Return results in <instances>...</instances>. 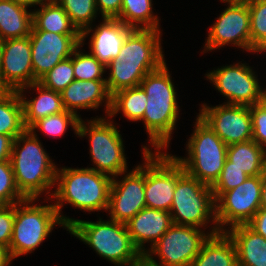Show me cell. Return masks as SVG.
Here are the masks:
<instances>
[{
  "mask_svg": "<svg viewBox=\"0 0 266 266\" xmlns=\"http://www.w3.org/2000/svg\"><path fill=\"white\" fill-rule=\"evenodd\" d=\"M112 178L94 169L87 168H57L55 185L52 191L54 207L58 216L68 229L75 219L63 216V203L81 209L84 212H94L108 208L109 192Z\"/></svg>",
  "mask_w": 266,
  "mask_h": 266,
  "instance_id": "obj_1",
  "label": "cell"
},
{
  "mask_svg": "<svg viewBox=\"0 0 266 266\" xmlns=\"http://www.w3.org/2000/svg\"><path fill=\"white\" fill-rule=\"evenodd\" d=\"M140 86L148 97L141 121L149 135L150 144L155 148L154 151H163L162 149L169 147L171 134L176 128L179 116L176 89L166 62L149 72Z\"/></svg>",
  "mask_w": 266,
  "mask_h": 266,
  "instance_id": "obj_2",
  "label": "cell"
},
{
  "mask_svg": "<svg viewBox=\"0 0 266 266\" xmlns=\"http://www.w3.org/2000/svg\"><path fill=\"white\" fill-rule=\"evenodd\" d=\"M37 136L25 130L13 140L10 162L15 183L26 199H38L44 191L47 199H53L50 188L56 187L57 167Z\"/></svg>",
  "mask_w": 266,
  "mask_h": 266,
  "instance_id": "obj_3",
  "label": "cell"
},
{
  "mask_svg": "<svg viewBox=\"0 0 266 266\" xmlns=\"http://www.w3.org/2000/svg\"><path fill=\"white\" fill-rule=\"evenodd\" d=\"M67 231L116 266H129L141 254L131 240L126 223L101 218L96 222L75 219Z\"/></svg>",
  "mask_w": 266,
  "mask_h": 266,
  "instance_id": "obj_4",
  "label": "cell"
},
{
  "mask_svg": "<svg viewBox=\"0 0 266 266\" xmlns=\"http://www.w3.org/2000/svg\"><path fill=\"white\" fill-rule=\"evenodd\" d=\"M194 131L188 140V157H175L185 172L212 187L219 179L227 159V145L197 115Z\"/></svg>",
  "mask_w": 266,
  "mask_h": 266,
  "instance_id": "obj_5",
  "label": "cell"
},
{
  "mask_svg": "<svg viewBox=\"0 0 266 266\" xmlns=\"http://www.w3.org/2000/svg\"><path fill=\"white\" fill-rule=\"evenodd\" d=\"M37 199L15 204V218L9 252L12 259L32 253L61 222L54 204L35 205Z\"/></svg>",
  "mask_w": 266,
  "mask_h": 266,
  "instance_id": "obj_6",
  "label": "cell"
},
{
  "mask_svg": "<svg viewBox=\"0 0 266 266\" xmlns=\"http://www.w3.org/2000/svg\"><path fill=\"white\" fill-rule=\"evenodd\" d=\"M170 214L173 224L197 228L207 226L212 219L210 235L220 232L212 188L186 172L177 180Z\"/></svg>",
  "mask_w": 266,
  "mask_h": 266,
  "instance_id": "obj_7",
  "label": "cell"
},
{
  "mask_svg": "<svg viewBox=\"0 0 266 266\" xmlns=\"http://www.w3.org/2000/svg\"><path fill=\"white\" fill-rule=\"evenodd\" d=\"M108 116L93 118L87 124L81 118L78 126V137L89 135L91 161L90 167L99 173L118 178L127 171V160L124 153L122 135Z\"/></svg>",
  "mask_w": 266,
  "mask_h": 266,
  "instance_id": "obj_8",
  "label": "cell"
},
{
  "mask_svg": "<svg viewBox=\"0 0 266 266\" xmlns=\"http://www.w3.org/2000/svg\"><path fill=\"white\" fill-rule=\"evenodd\" d=\"M143 146L145 161L146 207L170 212L177 180L185 173L183 166L171 154L152 152Z\"/></svg>",
  "mask_w": 266,
  "mask_h": 266,
  "instance_id": "obj_9",
  "label": "cell"
},
{
  "mask_svg": "<svg viewBox=\"0 0 266 266\" xmlns=\"http://www.w3.org/2000/svg\"><path fill=\"white\" fill-rule=\"evenodd\" d=\"M206 233L194 226L173 224L145 254L158 255L163 266H190L210 235Z\"/></svg>",
  "mask_w": 266,
  "mask_h": 266,
  "instance_id": "obj_10",
  "label": "cell"
},
{
  "mask_svg": "<svg viewBox=\"0 0 266 266\" xmlns=\"http://www.w3.org/2000/svg\"><path fill=\"white\" fill-rule=\"evenodd\" d=\"M261 176H249L245 182L225 191L216 201V221L219 231L225 226L247 224L260 207Z\"/></svg>",
  "mask_w": 266,
  "mask_h": 266,
  "instance_id": "obj_11",
  "label": "cell"
},
{
  "mask_svg": "<svg viewBox=\"0 0 266 266\" xmlns=\"http://www.w3.org/2000/svg\"><path fill=\"white\" fill-rule=\"evenodd\" d=\"M205 76L226 97L225 104L253 106L261 103L264 90L247 63L222 66Z\"/></svg>",
  "mask_w": 266,
  "mask_h": 266,
  "instance_id": "obj_12",
  "label": "cell"
},
{
  "mask_svg": "<svg viewBox=\"0 0 266 266\" xmlns=\"http://www.w3.org/2000/svg\"><path fill=\"white\" fill-rule=\"evenodd\" d=\"M198 116L227 145L252 140V119L250 106L220 104L208 106L202 104Z\"/></svg>",
  "mask_w": 266,
  "mask_h": 266,
  "instance_id": "obj_13",
  "label": "cell"
},
{
  "mask_svg": "<svg viewBox=\"0 0 266 266\" xmlns=\"http://www.w3.org/2000/svg\"><path fill=\"white\" fill-rule=\"evenodd\" d=\"M203 52L227 45L251 52L250 10L248 4L228 3L210 27Z\"/></svg>",
  "mask_w": 266,
  "mask_h": 266,
  "instance_id": "obj_14",
  "label": "cell"
},
{
  "mask_svg": "<svg viewBox=\"0 0 266 266\" xmlns=\"http://www.w3.org/2000/svg\"><path fill=\"white\" fill-rule=\"evenodd\" d=\"M126 173L121 174V177L124 175L121 181L112 178L107 208L110 219L122 223L128 222L146 208L145 162Z\"/></svg>",
  "mask_w": 266,
  "mask_h": 266,
  "instance_id": "obj_15",
  "label": "cell"
},
{
  "mask_svg": "<svg viewBox=\"0 0 266 266\" xmlns=\"http://www.w3.org/2000/svg\"><path fill=\"white\" fill-rule=\"evenodd\" d=\"M29 38L33 83L38 82L57 63L71 57L81 44V35H65L41 30H31Z\"/></svg>",
  "mask_w": 266,
  "mask_h": 266,
  "instance_id": "obj_16",
  "label": "cell"
},
{
  "mask_svg": "<svg viewBox=\"0 0 266 266\" xmlns=\"http://www.w3.org/2000/svg\"><path fill=\"white\" fill-rule=\"evenodd\" d=\"M33 83L29 36L2 41L0 89L18 91Z\"/></svg>",
  "mask_w": 266,
  "mask_h": 266,
  "instance_id": "obj_17",
  "label": "cell"
},
{
  "mask_svg": "<svg viewBox=\"0 0 266 266\" xmlns=\"http://www.w3.org/2000/svg\"><path fill=\"white\" fill-rule=\"evenodd\" d=\"M160 30L133 29L117 58L107 65L128 67H160L164 62Z\"/></svg>",
  "mask_w": 266,
  "mask_h": 266,
  "instance_id": "obj_18",
  "label": "cell"
},
{
  "mask_svg": "<svg viewBox=\"0 0 266 266\" xmlns=\"http://www.w3.org/2000/svg\"><path fill=\"white\" fill-rule=\"evenodd\" d=\"M97 27V28H96ZM94 29L92 26L81 33V44L90 35L89 49L105 66L117 58L126 36L133 30L116 18H102V22Z\"/></svg>",
  "mask_w": 266,
  "mask_h": 266,
  "instance_id": "obj_19",
  "label": "cell"
},
{
  "mask_svg": "<svg viewBox=\"0 0 266 266\" xmlns=\"http://www.w3.org/2000/svg\"><path fill=\"white\" fill-rule=\"evenodd\" d=\"M60 94L64 109L79 117L78 109H98L104 102L105 113L109 116L112 96L106 80H74Z\"/></svg>",
  "mask_w": 266,
  "mask_h": 266,
  "instance_id": "obj_20",
  "label": "cell"
},
{
  "mask_svg": "<svg viewBox=\"0 0 266 266\" xmlns=\"http://www.w3.org/2000/svg\"><path fill=\"white\" fill-rule=\"evenodd\" d=\"M172 225L170 212L147 207L126 222L131 240L141 254L146 252L145 243L153 246Z\"/></svg>",
  "mask_w": 266,
  "mask_h": 266,
  "instance_id": "obj_21",
  "label": "cell"
},
{
  "mask_svg": "<svg viewBox=\"0 0 266 266\" xmlns=\"http://www.w3.org/2000/svg\"><path fill=\"white\" fill-rule=\"evenodd\" d=\"M29 88L30 90L32 88L38 93V96L31 100H28L24 94V91ZM17 92L23 106V122L26 130L36 121L65 110L62 104L61 94L44 87L39 82H34L29 86L23 87Z\"/></svg>",
  "mask_w": 266,
  "mask_h": 266,
  "instance_id": "obj_22",
  "label": "cell"
},
{
  "mask_svg": "<svg viewBox=\"0 0 266 266\" xmlns=\"http://www.w3.org/2000/svg\"><path fill=\"white\" fill-rule=\"evenodd\" d=\"M226 232L235 243L238 266H266L265 237L256 233L247 224L228 227Z\"/></svg>",
  "mask_w": 266,
  "mask_h": 266,
  "instance_id": "obj_23",
  "label": "cell"
},
{
  "mask_svg": "<svg viewBox=\"0 0 266 266\" xmlns=\"http://www.w3.org/2000/svg\"><path fill=\"white\" fill-rule=\"evenodd\" d=\"M190 266H238L234 241L226 231L209 235Z\"/></svg>",
  "mask_w": 266,
  "mask_h": 266,
  "instance_id": "obj_24",
  "label": "cell"
},
{
  "mask_svg": "<svg viewBox=\"0 0 266 266\" xmlns=\"http://www.w3.org/2000/svg\"><path fill=\"white\" fill-rule=\"evenodd\" d=\"M224 167H237L247 176H262L266 170V150L254 140L231 144Z\"/></svg>",
  "mask_w": 266,
  "mask_h": 266,
  "instance_id": "obj_25",
  "label": "cell"
},
{
  "mask_svg": "<svg viewBox=\"0 0 266 266\" xmlns=\"http://www.w3.org/2000/svg\"><path fill=\"white\" fill-rule=\"evenodd\" d=\"M12 0H0V40L30 35L32 11Z\"/></svg>",
  "mask_w": 266,
  "mask_h": 266,
  "instance_id": "obj_26",
  "label": "cell"
},
{
  "mask_svg": "<svg viewBox=\"0 0 266 266\" xmlns=\"http://www.w3.org/2000/svg\"><path fill=\"white\" fill-rule=\"evenodd\" d=\"M32 11V29L65 35H81L56 0H46Z\"/></svg>",
  "mask_w": 266,
  "mask_h": 266,
  "instance_id": "obj_27",
  "label": "cell"
},
{
  "mask_svg": "<svg viewBox=\"0 0 266 266\" xmlns=\"http://www.w3.org/2000/svg\"><path fill=\"white\" fill-rule=\"evenodd\" d=\"M26 130L23 122V106L17 91H0V134L15 140Z\"/></svg>",
  "mask_w": 266,
  "mask_h": 266,
  "instance_id": "obj_28",
  "label": "cell"
},
{
  "mask_svg": "<svg viewBox=\"0 0 266 266\" xmlns=\"http://www.w3.org/2000/svg\"><path fill=\"white\" fill-rule=\"evenodd\" d=\"M152 0H122L117 20L132 29L160 30L159 17L153 14Z\"/></svg>",
  "mask_w": 266,
  "mask_h": 266,
  "instance_id": "obj_29",
  "label": "cell"
},
{
  "mask_svg": "<svg viewBox=\"0 0 266 266\" xmlns=\"http://www.w3.org/2000/svg\"><path fill=\"white\" fill-rule=\"evenodd\" d=\"M147 99L148 97L140 85L120 90L111 97V110L108 117L112 118L122 111L128 120L140 121L145 112Z\"/></svg>",
  "mask_w": 266,
  "mask_h": 266,
  "instance_id": "obj_30",
  "label": "cell"
},
{
  "mask_svg": "<svg viewBox=\"0 0 266 266\" xmlns=\"http://www.w3.org/2000/svg\"><path fill=\"white\" fill-rule=\"evenodd\" d=\"M110 69L109 77L106 78L108 92L112 96L116 92L139 86L144 77L159 67H128L117 65H106Z\"/></svg>",
  "mask_w": 266,
  "mask_h": 266,
  "instance_id": "obj_31",
  "label": "cell"
},
{
  "mask_svg": "<svg viewBox=\"0 0 266 266\" xmlns=\"http://www.w3.org/2000/svg\"><path fill=\"white\" fill-rule=\"evenodd\" d=\"M80 120L81 117L78 115L64 110L36 121L28 130L31 133H36V129H39L49 137H61L66 132L68 125H70L75 134L78 135Z\"/></svg>",
  "mask_w": 266,
  "mask_h": 266,
  "instance_id": "obj_32",
  "label": "cell"
},
{
  "mask_svg": "<svg viewBox=\"0 0 266 266\" xmlns=\"http://www.w3.org/2000/svg\"><path fill=\"white\" fill-rule=\"evenodd\" d=\"M69 16L72 24L82 33L92 26L96 19L97 7L95 0H56Z\"/></svg>",
  "mask_w": 266,
  "mask_h": 266,
  "instance_id": "obj_33",
  "label": "cell"
},
{
  "mask_svg": "<svg viewBox=\"0 0 266 266\" xmlns=\"http://www.w3.org/2000/svg\"><path fill=\"white\" fill-rule=\"evenodd\" d=\"M80 44L73 52V68L75 80H106L103 74L106 66L91 53L81 51Z\"/></svg>",
  "mask_w": 266,
  "mask_h": 266,
  "instance_id": "obj_34",
  "label": "cell"
},
{
  "mask_svg": "<svg viewBox=\"0 0 266 266\" xmlns=\"http://www.w3.org/2000/svg\"><path fill=\"white\" fill-rule=\"evenodd\" d=\"M73 68V54L57 63L38 82L44 87L56 92H62L70 83L75 80Z\"/></svg>",
  "mask_w": 266,
  "mask_h": 266,
  "instance_id": "obj_35",
  "label": "cell"
},
{
  "mask_svg": "<svg viewBox=\"0 0 266 266\" xmlns=\"http://www.w3.org/2000/svg\"><path fill=\"white\" fill-rule=\"evenodd\" d=\"M25 199L16 186L11 162H0V205L16 204Z\"/></svg>",
  "mask_w": 266,
  "mask_h": 266,
  "instance_id": "obj_36",
  "label": "cell"
},
{
  "mask_svg": "<svg viewBox=\"0 0 266 266\" xmlns=\"http://www.w3.org/2000/svg\"><path fill=\"white\" fill-rule=\"evenodd\" d=\"M250 10L251 52L253 46L266 33V0H253L248 3Z\"/></svg>",
  "mask_w": 266,
  "mask_h": 266,
  "instance_id": "obj_37",
  "label": "cell"
},
{
  "mask_svg": "<svg viewBox=\"0 0 266 266\" xmlns=\"http://www.w3.org/2000/svg\"><path fill=\"white\" fill-rule=\"evenodd\" d=\"M247 176L237 167H223L219 179L211 187L215 201L225 192L236 188L246 181Z\"/></svg>",
  "mask_w": 266,
  "mask_h": 266,
  "instance_id": "obj_38",
  "label": "cell"
},
{
  "mask_svg": "<svg viewBox=\"0 0 266 266\" xmlns=\"http://www.w3.org/2000/svg\"><path fill=\"white\" fill-rule=\"evenodd\" d=\"M252 140L266 150V107L262 104L250 106Z\"/></svg>",
  "mask_w": 266,
  "mask_h": 266,
  "instance_id": "obj_39",
  "label": "cell"
},
{
  "mask_svg": "<svg viewBox=\"0 0 266 266\" xmlns=\"http://www.w3.org/2000/svg\"><path fill=\"white\" fill-rule=\"evenodd\" d=\"M15 204L0 205V245L9 248L14 227Z\"/></svg>",
  "mask_w": 266,
  "mask_h": 266,
  "instance_id": "obj_40",
  "label": "cell"
},
{
  "mask_svg": "<svg viewBox=\"0 0 266 266\" xmlns=\"http://www.w3.org/2000/svg\"><path fill=\"white\" fill-rule=\"evenodd\" d=\"M102 18H117L121 12L122 0H95Z\"/></svg>",
  "mask_w": 266,
  "mask_h": 266,
  "instance_id": "obj_41",
  "label": "cell"
},
{
  "mask_svg": "<svg viewBox=\"0 0 266 266\" xmlns=\"http://www.w3.org/2000/svg\"><path fill=\"white\" fill-rule=\"evenodd\" d=\"M247 225L256 233L266 238V209L260 208Z\"/></svg>",
  "mask_w": 266,
  "mask_h": 266,
  "instance_id": "obj_42",
  "label": "cell"
},
{
  "mask_svg": "<svg viewBox=\"0 0 266 266\" xmlns=\"http://www.w3.org/2000/svg\"><path fill=\"white\" fill-rule=\"evenodd\" d=\"M13 139L8 135L0 134V162L10 161Z\"/></svg>",
  "mask_w": 266,
  "mask_h": 266,
  "instance_id": "obj_43",
  "label": "cell"
},
{
  "mask_svg": "<svg viewBox=\"0 0 266 266\" xmlns=\"http://www.w3.org/2000/svg\"><path fill=\"white\" fill-rule=\"evenodd\" d=\"M129 266H163L154 259L148 257L145 253L140 254Z\"/></svg>",
  "mask_w": 266,
  "mask_h": 266,
  "instance_id": "obj_44",
  "label": "cell"
},
{
  "mask_svg": "<svg viewBox=\"0 0 266 266\" xmlns=\"http://www.w3.org/2000/svg\"><path fill=\"white\" fill-rule=\"evenodd\" d=\"M12 260L9 249L0 245V266H10Z\"/></svg>",
  "mask_w": 266,
  "mask_h": 266,
  "instance_id": "obj_45",
  "label": "cell"
},
{
  "mask_svg": "<svg viewBox=\"0 0 266 266\" xmlns=\"http://www.w3.org/2000/svg\"><path fill=\"white\" fill-rule=\"evenodd\" d=\"M260 207L266 209V170L261 176V199Z\"/></svg>",
  "mask_w": 266,
  "mask_h": 266,
  "instance_id": "obj_46",
  "label": "cell"
},
{
  "mask_svg": "<svg viewBox=\"0 0 266 266\" xmlns=\"http://www.w3.org/2000/svg\"><path fill=\"white\" fill-rule=\"evenodd\" d=\"M266 52V33L264 36L253 46L252 53Z\"/></svg>",
  "mask_w": 266,
  "mask_h": 266,
  "instance_id": "obj_47",
  "label": "cell"
},
{
  "mask_svg": "<svg viewBox=\"0 0 266 266\" xmlns=\"http://www.w3.org/2000/svg\"><path fill=\"white\" fill-rule=\"evenodd\" d=\"M14 3L23 5L25 7H35V5H40L46 0H12Z\"/></svg>",
  "mask_w": 266,
  "mask_h": 266,
  "instance_id": "obj_48",
  "label": "cell"
},
{
  "mask_svg": "<svg viewBox=\"0 0 266 266\" xmlns=\"http://www.w3.org/2000/svg\"><path fill=\"white\" fill-rule=\"evenodd\" d=\"M224 3H239V4H248L253 0H220Z\"/></svg>",
  "mask_w": 266,
  "mask_h": 266,
  "instance_id": "obj_49",
  "label": "cell"
},
{
  "mask_svg": "<svg viewBox=\"0 0 266 266\" xmlns=\"http://www.w3.org/2000/svg\"><path fill=\"white\" fill-rule=\"evenodd\" d=\"M261 103L266 107V89L264 88L263 97Z\"/></svg>",
  "mask_w": 266,
  "mask_h": 266,
  "instance_id": "obj_50",
  "label": "cell"
},
{
  "mask_svg": "<svg viewBox=\"0 0 266 266\" xmlns=\"http://www.w3.org/2000/svg\"><path fill=\"white\" fill-rule=\"evenodd\" d=\"M1 58H2V41L0 40V69H1Z\"/></svg>",
  "mask_w": 266,
  "mask_h": 266,
  "instance_id": "obj_51",
  "label": "cell"
}]
</instances>
